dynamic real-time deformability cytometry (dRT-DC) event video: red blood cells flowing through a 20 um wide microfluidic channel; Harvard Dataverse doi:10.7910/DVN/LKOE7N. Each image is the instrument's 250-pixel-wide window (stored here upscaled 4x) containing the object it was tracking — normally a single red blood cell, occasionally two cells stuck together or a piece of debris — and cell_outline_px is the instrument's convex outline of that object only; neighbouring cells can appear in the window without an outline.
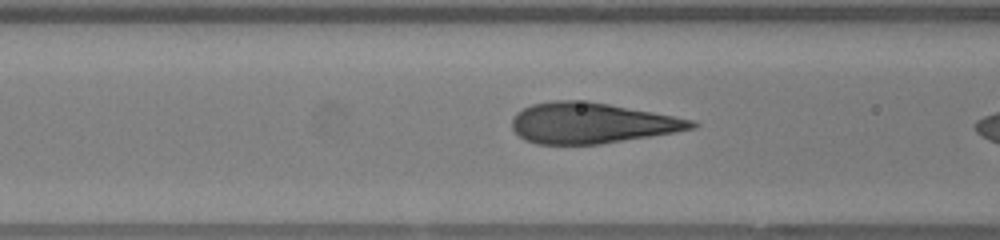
{"species": "human", "species_latin": "Homo sapiens", "temperature_condition": "warm", "stored_images_in_passage": 33, "camera_frame_rate_fps": 3000, "um_per_image_px": 0.085, "donor": {"sex": "female"}, "frame": {"image": 1, "passage_image": 13, "time_ms": 4.0, "image_size_px": [1000, 240], "cell_outline_px": [[700, 124], [696, 128], [676, 132], [600, 144], [536, 144], [524, 140], [512, 128], [512, 120], [516, 112], [532, 104], [552, 100], [588, 100], [696, 120]], "centroid_in_image_um": [50.3, 10.45], "position_along_channel_um": 116.3, "area_um2": 42.77}}
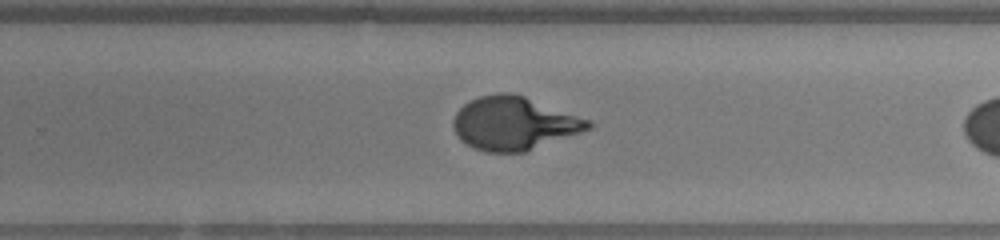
{"frame": {"image": 2, "passage_image": 25, "time_ms": 8.0, "image_size_px": [1000, 240], "cell_outline_px": [[592, 128], [524, 152], [488, 152], [472, 148], [460, 140], [452, 128], [452, 120], [456, 112], [464, 104], [480, 96], [500, 92], [512, 92], [524, 96], [592, 120]], "centroid_in_image_um": [43.67, 10.48], "position_along_channel_um": 286.1, "area_um2": 41.96}}
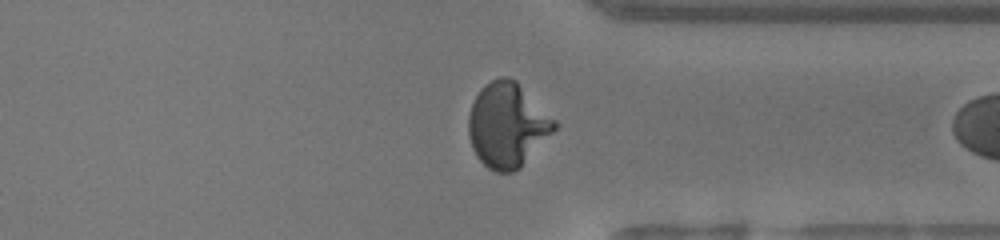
{"frame": {"image": 3, "passage_image": 31, "time_ms": 10.0, "image_size_px": [1000, 240], "cell_outline_px": [[560, 124], [520, 168], [512, 172], [496, 172], [488, 168], [476, 156], [472, 148], [468, 136], [468, 116], [472, 104], [480, 88], [484, 84], [500, 76], [508, 76], [516, 80]], "centroid_in_image_um": [43.12, 10.62], "position_along_channel_um": 368.3, "area_um2": 42.48}}